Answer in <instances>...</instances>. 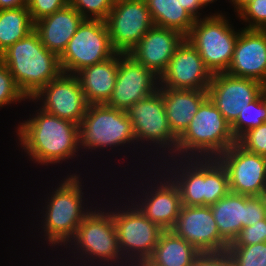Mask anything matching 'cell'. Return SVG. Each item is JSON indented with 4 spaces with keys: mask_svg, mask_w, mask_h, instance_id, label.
I'll use <instances>...</instances> for the list:
<instances>
[{
    "mask_svg": "<svg viewBox=\"0 0 266 266\" xmlns=\"http://www.w3.org/2000/svg\"><path fill=\"white\" fill-rule=\"evenodd\" d=\"M15 131L18 144L37 165H56L80 156L79 125L46 113L41 108ZM77 153V154H76Z\"/></svg>",
    "mask_w": 266,
    "mask_h": 266,
    "instance_id": "6da1fadb",
    "label": "cell"
},
{
    "mask_svg": "<svg viewBox=\"0 0 266 266\" xmlns=\"http://www.w3.org/2000/svg\"><path fill=\"white\" fill-rule=\"evenodd\" d=\"M75 172H70L60 180L55 190L46 196L44 206H41L43 210L40 214L43 213V216L40 218L43 219L39 220L41 224L38 223L39 226L42 225L40 233H44L41 238L45 239L48 246L56 247L55 249L59 248L58 246L66 247L75 236L80 223L93 209L92 203L91 206L85 203L88 198H85V191H82L85 189L84 182L81 174Z\"/></svg>",
    "mask_w": 266,
    "mask_h": 266,
    "instance_id": "7a4b0ae2",
    "label": "cell"
},
{
    "mask_svg": "<svg viewBox=\"0 0 266 266\" xmlns=\"http://www.w3.org/2000/svg\"><path fill=\"white\" fill-rule=\"evenodd\" d=\"M156 163L178 187L182 205L210 206L230 192L227 171L217 158L172 157Z\"/></svg>",
    "mask_w": 266,
    "mask_h": 266,
    "instance_id": "3957f363",
    "label": "cell"
},
{
    "mask_svg": "<svg viewBox=\"0 0 266 266\" xmlns=\"http://www.w3.org/2000/svg\"><path fill=\"white\" fill-rule=\"evenodd\" d=\"M107 207H93L80 223L75 236L65 247L72 250L70 253H73L71 255L72 259L73 257L75 259L73 262L79 265L73 262H68L69 264L130 266L120 252L111 206Z\"/></svg>",
    "mask_w": 266,
    "mask_h": 266,
    "instance_id": "277c9868",
    "label": "cell"
},
{
    "mask_svg": "<svg viewBox=\"0 0 266 266\" xmlns=\"http://www.w3.org/2000/svg\"><path fill=\"white\" fill-rule=\"evenodd\" d=\"M0 61L8 67L27 99L63 73L59 56L42 44L35 30L2 52Z\"/></svg>",
    "mask_w": 266,
    "mask_h": 266,
    "instance_id": "5b68a950",
    "label": "cell"
},
{
    "mask_svg": "<svg viewBox=\"0 0 266 266\" xmlns=\"http://www.w3.org/2000/svg\"><path fill=\"white\" fill-rule=\"evenodd\" d=\"M235 143L231 125L207 97L177 139L176 158H218Z\"/></svg>",
    "mask_w": 266,
    "mask_h": 266,
    "instance_id": "8992f818",
    "label": "cell"
},
{
    "mask_svg": "<svg viewBox=\"0 0 266 266\" xmlns=\"http://www.w3.org/2000/svg\"><path fill=\"white\" fill-rule=\"evenodd\" d=\"M133 144V148L131 147ZM128 145V146H127ZM136 145V146H135ZM122 147L119 148L118 147ZM126 147L136 152L133 124L128 118L126 111L112 108L104 104H89L87 112L79 125V148L81 152L100 149L111 150L116 148L120 151ZM82 149L86 150L83 151Z\"/></svg>",
    "mask_w": 266,
    "mask_h": 266,
    "instance_id": "52a82bcc",
    "label": "cell"
},
{
    "mask_svg": "<svg viewBox=\"0 0 266 266\" xmlns=\"http://www.w3.org/2000/svg\"><path fill=\"white\" fill-rule=\"evenodd\" d=\"M204 16L195 21L185 39L198 51L212 75L226 73L241 29L236 31L222 12Z\"/></svg>",
    "mask_w": 266,
    "mask_h": 266,
    "instance_id": "ba28073f",
    "label": "cell"
},
{
    "mask_svg": "<svg viewBox=\"0 0 266 266\" xmlns=\"http://www.w3.org/2000/svg\"><path fill=\"white\" fill-rule=\"evenodd\" d=\"M126 113L133 124L137 147L144 149L145 151L143 150V152L145 153L152 149L155 152L153 153V158L156 157V161L158 159V161L161 160L162 162L168 157L176 158L177 138L171 132L163 96L158 90L149 97L130 106ZM159 158L161 159L159 160Z\"/></svg>",
    "mask_w": 266,
    "mask_h": 266,
    "instance_id": "9c48e42d",
    "label": "cell"
},
{
    "mask_svg": "<svg viewBox=\"0 0 266 266\" xmlns=\"http://www.w3.org/2000/svg\"><path fill=\"white\" fill-rule=\"evenodd\" d=\"M130 199V197L126 198V202L128 200L129 204L123 202L124 206L113 204L115 208L112 207L111 212L120 252L124 260L133 266L135 263L151 257L164 230L147 219Z\"/></svg>",
    "mask_w": 266,
    "mask_h": 266,
    "instance_id": "30bf717a",
    "label": "cell"
},
{
    "mask_svg": "<svg viewBox=\"0 0 266 266\" xmlns=\"http://www.w3.org/2000/svg\"><path fill=\"white\" fill-rule=\"evenodd\" d=\"M115 53L106 22L84 19L59 56V62L64 74L75 75L87 66L111 58Z\"/></svg>",
    "mask_w": 266,
    "mask_h": 266,
    "instance_id": "8fae6325",
    "label": "cell"
},
{
    "mask_svg": "<svg viewBox=\"0 0 266 266\" xmlns=\"http://www.w3.org/2000/svg\"><path fill=\"white\" fill-rule=\"evenodd\" d=\"M152 165H155L154 168L156 169L152 170L148 167V169H146L147 171L145 170L143 172L147 173L149 170L154 172L156 170L154 172L156 175L154 174L152 177L150 174L151 179L148 180L147 183L145 182L147 187L142 180L141 183L144 188L139 192L141 195H132V200L130 201H132L151 222L156 223L163 230H171L176 223L182 206L180 192L174 182L165 172L162 173V170H160L156 163Z\"/></svg>",
    "mask_w": 266,
    "mask_h": 266,
    "instance_id": "7c38bea8",
    "label": "cell"
},
{
    "mask_svg": "<svg viewBox=\"0 0 266 266\" xmlns=\"http://www.w3.org/2000/svg\"><path fill=\"white\" fill-rule=\"evenodd\" d=\"M105 22L112 48L121 54H128L154 26L145 0L114 2Z\"/></svg>",
    "mask_w": 266,
    "mask_h": 266,
    "instance_id": "4fadbf2b",
    "label": "cell"
},
{
    "mask_svg": "<svg viewBox=\"0 0 266 266\" xmlns=\"http://www.w3.org/2000/svg\"><path fill=\"white\" fill-rule=\"evenodd\" d=\"M29 101L34 104L40 102L37 108L78 125L83 120L89 106L78 78L64 73L51 80Z\"/></svg>",
    "mask_w": 266,
    "mask_h": 266,
    "instance_id": "5bb4252c",
    "label": "cell"
},
{
    "mask_svg": "<svg viewBox=\"0 0 266 266\" xmlns=\"http://www.w3.org/2000/svg\"><path fill=\"white\" fill-rule=\"evenodd\" d=\"M217 159L227 171L231 192L248 196L266 194V157L248 152L235 143Z\"/></svg>",
    "mask_w": 266,
    "mask_h": 266,
    "instance_id": "9a60e30c",
    "label": "cell"
},
{
    "mask_svg": "<svg viewBox=\"0 0 266 266\" xmlns=\"http://www.w3.org/2000/svg\"><path fill=\"white\" fill-rule=\"evenodd\" d=\"M265 90V85L260 81L218 73L212 76L207 92L208 98L232 125L240 111L255 101Z\"/></svg>",
    "mask_w": 266,
    "mask_h": 266,
    "instance_id": "2e32d148",
    "label": "cell"
},
{
    "mask_svg": "<svg viewBox=\"0 0 266 266\" xmlns=\"http://www.w3.org/2000/svg\"><path fill=\"white\" fill-rule=\"evenodd\" d=\"M159 88V77L137 63L130 55L118 53V72L114 90L105 103L122 111L143 100Z\"/></svg>",
    "mask_w": 266,
    "mask_h": 266,
    "instance_id": "e0dca14e",
    "label": "cell"
},
{
    "mask_svg": "<svg viewBox=\"0 0 266 266\" xmlns=\"http://www.w3.org/2000/svg\"><path fill=\"white\" fill-rule=\"evenodd\" d=\"M171 230L201 253L225 252L229 246L220 236L210 206L182 205Z\"/></svg>",
    "mask_w": 266,
    "mask_h": 266,
    "instance_id": "ac0fdd59",
    "label": "cell"
},
{
    "mask_svg": "<svg viewBox=\"0 0 266 266\" xmlns=\"http://www.w3.org/2000/svg\"><path fill=\"white\" fill-rule=\"evenodd\" d=\"M198 51L185 39L159 78V88L207 90L212 79Z\"/></svg>",
    "mask_w": 266,
    "mask_h": 266,
    "instance_id": "d6986e66",
    "label": "cell"
},
{
    "mask_svg": "<svg viewBox=\"0 0 266 266\" xmlns=\"http://www.w3.org/2000/svg\"><path fill=\"white\" fill-rule=\"evenodd\" d=\"M184 40L179 31L152 26L128 55L160 78Z\"/></svg>",
    "mask_w": 266,
    "mask_h": 266,
    "instance_id": "ffe728a7",
    "label": "cell"
},
{
    "mask_svg": "<svg viewBox=\"0 0 266 266\" xmlns=\"http://www.w3.org/2000/svg\"><path fill=\"white\" fill-rule=\"evenodd\" d=\"M228 74L266 85V30L241 28Z\"/></svg>",
    "mask_w": 266,
    "mask_h": 266,
    "instance_id": "44dd1931",
    "label": "cell"
},
{
    "mask_svg": "<svg viewBox=\"0 0 266 266\" xmlns=\"http://www.w3.org/2000/svg\"><path fill=\"white\" fill-rule=\"evenodd\" d=\"M83 20L82 15L68 4L35 22L34 30L39 34L42 44L60 56Z\"/></svg>",
    "mask_w": 266,
    "mask_h": 266,
    "instance_id": "7402d4cb",
    "label": "cell"
},
{
    "mask_svg": "<svg viewBox=\"0 0 266 266\" xmlns=\"http://www.w3.org/2000/svg\"><path fill=\"white\" fill-rule=\"evenodd\" d=\"M158 91L163 96L171 132L178 139L191 123L201 103L208 97V92L170 88H158Z\"/></svg>",
    "mask_w": 266,
    "mask_h": 266,
    "instance_id": "603a6c76",
    "label": "cell"
},
{
    "mask_svg": "<svg viewBox=\"0 0 266 266\" xmlns=\"http://www.w3.org/2000/svg\"><path fill=\"white\" fill-rule=\"evenodd\" d=\"M118 72V53L111 58L83 68L75 74L89 104L106 103L114 90Z\"/></svg>",
    "mask_w": 266,
    "mask_h": 266,
    "instance_id": "cb8c5ba5",
    "label": "cell"
},
{
    "mask_svg": "<svg viewBox=\"0 0 266 266\" xmlns=\"http://www.w3.org/2000/svg\"><path fill=\"white\" fill-rule=\"evenodd\" d=\"M220 236L230 245L247 227V195L229 192L210 205Z\"/></svg>",
    "mask_w": 266,
    "mask_h": 266,
    "instance_id": "d4e9b609",
    "label": "cell"
},
{
    "mask_svg": "<svg viewBox=\"0 0 266 266\" xmlns=\"http://www.w3.org/2000/svg\"><path fill=\"white\" fill-rule=\"evenodd\" d=\"M200 254L193 245L172 230H164L150 259L161 266H191Z\"/></svg>",
    "mask_w": 266,
    "mask_h": 266,
    "instance_id": "484cf974",
    "label": "cell"
},
{
    "mask_svg": "<svg viewBox=\"0 0 266 266\" xmlns=\"http://www.w3.org/2000/svg\"><path fill=\"white\" fill-rule=\"evenodd\" d=\"M154 26L173 29L186 36L196 19L179 0H145Z\"/></svg>",
    "mask_w": 266,
    "mask_h": 266,
    "instance_id": "4316f807",
    "label": "cell"
},
{
    "mask_svg": "<svg viewBox=\"0 0 266 266\" xmlns=\"http://www.w3.org/2000/svg\"><path fill=\"white\" fill-rule=\"evenodd\" d=\"M34 30L27 6L0 10V54Z\"/></svg>",
    "mask_w": 266,
    "mask_h": 266,
    "instance_id": "83f0119b",
    "label": "cell"
},
{
    "mask_svg": "<svg viewBox=\"0 0 266 266\" xmlns=\"http://www.w3.org/2000/svg\"><path fill=\"white\" fill-rule=\"evenodd\" d=\"M266 120V90L253 102L249 103L236 121L231 125V131L236 140L245 132L258 127Z\"/></svg>",
    "mask_w": 266,
    "mask_h": 266,
    "instance_id": "f1b7e54d",
    "label": "cell"
},
{
    "mask_svg": "<svg viewBox=\"0 0 266 266\" xmlns=\"http://www.w3.org/2000/svg\"><path fill=\"white\" fill-rule=\"evenodd\" d=\"M235 266H266V242L248 246H228Z\"/></svg>",
    "mask_w": 266,
    "mask_h": 266,
    "instance_id": "f546056e",
    "label": "cell"
},
{
    "mask_svg": "<svg viewBox=\"0 0 266 266\" xmlns=\"http://www.w3.org/2000/svg\"><path fill=\"white\" fill-rule=\"evenodd\" d=\"M69 5L84 19L105 21L112 10V0H69Z\"/></svg>",
    "mask_w": 266,
    "mask_h": 266,
    "instance_id": "4dcf8cb0",
    "label": "cell"
},
{
    "mask_svg": "<svg viewBox=\"0 0 266 266\" xmlns=\"http://www.w3.org/2000/svg\"><path fill=\"white\" fill-rule=\"evenodd\" d=\"M237 15L245 22L244 29L266 30V0H252Z\"/></svg>",
    "mask_w": 266,
    "mask_h": 266,
    "instance_id": "1f68e13d",
    "label": "cell"
},
{
    "mask_svg": "<svg viewBox=\"0 0 266 266\" xmlns=\"http://www.w3.org/2000/svg\"><path fill=\"white\" fill-rule=\"evenodd\" d=\"M28 100L17 87L8 67L0 61V108Z\"/></svg>",
    "mask_w": 266,
    "mask_h": 266,
    "instance_id": "d6a6232c",
    "label": "cell"
},
{
    "mask_svg": "<svg viewBox=\"0 0 266 266\" xmlns=\"http://www.w3.org/2000/svg\"><path fill=\"white\" fill-rule=\"evenodd\" d=\"M237 144L248 152L266 157V123L245 132Z\"/></svg>",
    "mask_w": 266,
    "mask_h": 266,
    "instance_id": "836d02e7",
    "label": "cell"
},
{
    "mask_svg": "<svg viewBox=\"0 0 266 266\" xmlns=\"http://www.w3.org/2000/svg\"><path fill=\"white\" fill-rule=\"evenodd\" d=\"M69 0H27V9L33 23L65 8Z\"/></svg>",
    "mask_w": 266,
    "mask_h": 266,
    "instance_id": "e575fe53",
    "label": "cell"
},
{
    "mask_svg": "<svg viewBox=\"0 0 266 266\" xmlns=\"http://www.w3.org/2000/svg\"><path fill=\"white\" fill-rule=\"evenodd\" d=\"M266 242V218L252 226L243 227L229 246H248Z\"/></svg>",
    "mask_w": 266,
    "mask_h": 266,
    "instance_id": "d590c367",
    "label": "cell"
},
{
    "mask_svg": "<svg viewBox=\"0 0 266 266\" xmlns=\"http://www.w3.org/2000/svg\"><path fill=\"white\" fill-rule=\"evenodd\" d=\"M266 218V197L247 195V226Z\"/></svg>",
    "mask_w": 266,
    "mask_h": 266,
    "instance_id": "8d00e7d4",
    "label": "cell"
},
{
    "mask_svg": "<svg viewBox=\"0 0 266 266\" xmlns=\"http://www.w3.org/2000/svg\"><path fill=\"white\" fill-rule=\"evenodd\" d=\"M191 266H235L227 251L218 253H201Z\"/></svg>",
    "mask_w": 266,
    "mask_h": 266,
    "instance_id": "74e56055",
    "label": "cell"
},
{
    "mask_svg": "<svg viewBox=\"0 0 266 266\" xmlns=\"http://www.w3.org/2000/svg\"><path fill=\"white\" fill-rule=\"evenodd\" d=\"M181 2V6L185 8L196 20L200 19L202 16V13H200L201 10H203V7L201 6L199 0H179Z\"/></svg>",
    "mask_w": 266,
    "mask_h": 266,
    "instance_id": "f35d334b",
    "label": "cell"
},
{
    "mask_svg": "<svg viewBox=\"0 0 266 266\" xmlns=\"http://www.w3.org/2000/svg\"><path fill=\"white\" fill-rule=\"evenodd\" d=\"M27 6V0H0V10L16 9Z\"/></svg>",
    "mask_w": 266,
    "mask_h": 266,
    "instance_id": "ab89813d",
    "label": "cell"
},
{
    "mask_svg": "<svg viewBox=\"0 0 266 266\" xmlns=\"http://www.w3.org/2000/svg\"><path fill=\"white\" fill-rule=\"evenodd\" d=\"M252 0H229L228 2H230L232 4V6L234 7V12H236V14L248 3H250Z\"/></svg>",
    "mask_w": 266,
    "mask_h": 266,
    "instance_id": "60d3db41",
    "label": "cell"
},
{
    "mask_svg": "<svg viewBox=\"0 0 266 266\" xmlns=\"http://www.w3.org/2000/svg\"><path fill=\"white\" fill-rule=\"evenodd\" d=\"M133 266H161V265L154 263L150 258H148L135 263Z\"/></svg>",
    "mask_w": 266,
    "mask_h": 266,
    "instance_id": "b9f144b4",
    "label": "cell"
},
{
    "mask_svg": "<svg viewBox=\"0 0 266 266\" xmlns=\"http://www.w3.org/2000/svg\"><path fill=\"white\" fill-rule=\"evenodd\" d=\"M217 0H199L201 6L203 8H206L207 6H209L210 4L216 2Z\"/></svg>",
    "mask_w": 266,
    "mask_h": 266,
    "instance_id": "7bdbcfd3",
    "label": "cell"
},
{
    "mask_svg": "<svg viewBox=\"0 0 266 266\" xmlns=\"http://www.w3.org/2000/svg\"><path fill=\"white\" fill-rule=\"evenodd\" d=\"M55 263H56V264L58 263V264L56 265ZM55 263H54L53 266H59V262H57V260H56ZM61 264H62V265H61ZM65 264H66V262H65L64 264L60 262V265H61V266H67V265H68V264H66V265H65ZM46 266H49V265L47 264ZM50 266H51V265H50ZM68 266H73V265L69 264Z\"/></svg>",
    "mask_w": 266,
    "mask_h": 266,
    "instance_id": "ee69618b",
    "label": "cell"
}]
</instances>
